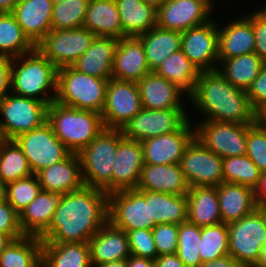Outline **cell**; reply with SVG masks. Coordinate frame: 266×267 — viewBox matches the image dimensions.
I'll return each instance as SVG.
<instances>
[{
	"mask_svg": "<svg viewBox=\"0 0 266 267\" xmlns=\"http://www.w3.org/2000/svg\"><path fill=\"white\" fill-rule=\"evenodd\" d=\"M263 209L264 213H265V216H266V207H260Z\"/></svg>",
	"mask_w": 266,
	"mask_h": 267,
	"instance_id": "89a4df30",
	"label": "cell"
},
{
	"mask_svg": "<svg viewBox=\"0 0 266 267\" xmlns=\"http://www.w3.org/2000/svg\"><path fill=\"white\" fill-rule=\"evenodd\" d=\"M108 221L124 230H152L156 225L150 220L149 191L127 189L108 194Z\"/></svg>",
	"mask_w": 266,
	"mask_h": 267,
	"instance_id": "9c48e42d",
	"label": "cell"
},
{
	"mask_svg": "<svg viewBox=\"0 0 266 267\" xmlns=\"http://www.w3.org/2000/svg\"><path fill=\"white\" fill-rule=\"evenodd\" d=\"M12 58L0 57V99L11 93Z\"/></svg>",
	"mask_w": 266,
	"mask_h": 267,
	"instance_id": "f5cc1de1",
	"label": "cell"
},
{
	"mask_svg": "<svg viewBox=\"0 0 266 267\" xmlns=\"http://www.w3.org/2000/svg\"><path fill=\"white\" fill-rule=\"evenodd\" d=\"M201 261H214L229 254V231L226 223L201 227L198 244Z\"/></svg>",
	"mask_w": 266,
	"mask_h": 267,
	"instance_id": "60d3db41",
	"label": "cell"
},
{
	"mask_svg": "<svg viewBox=\"0 0 266 267\" xmlns=\"http://www.w3.org/2000/svg\"><path fill=\"white\" fill-rule=\"evenodd\" d=\"M149 73L140 39L136 36L120 38L112 64V79L137 83Z\"/></svg>",
	"mask_w": 266,
	"mask_h": 267,
	"instance_id": "7402d4cb",
	"label": "cell"
},
{
	"mask_svg": "<svg viewBox=\"0 0 266 267\" xmlns=\"http://www.w3.org/2000/svg\"><path fill=\"white\" fill-rule=\"evenodd\" d=\"M48 104L8 93L0 99V138L13 140L47 121Z\"/></svg>",
	"mask_w": 266,
	"mask_h": 267,
	"instance_id": "52a82bcc",
	"label": "cell"
},
{
	"mask_svg": "<svg viewBox=\"0 0 266 267\" xmlns=\"http://www.w3.org/2000/svg\"><path fill=\"white\" fill-rule=\"evenodd\" d=\"M216 190L223 223L238 221L258 207L252 188L223 182L216 187Z\"/></svg>",
	"mask_w": 266,
	"mask_h": 267,
	"instance_id": "83f0119b",
	"label": "cell"
},
{
	"mask_svg": "<svg viewBox=\"0 0 266 267\" xmlns=\"http://www.w3.org/2000/svg\"><path fill=\"white\" fill-rule=\"evenodd\" d=\"M215 8L208 0H168L157 8L156 26L183 33L211 21Z\"/></svg>",
	"mask_w": 266,
	"mask_h": 267,
	"instance_id": "2e32d148",
	"label": "cell"
},
{
	"mask_svg": "<svg viewBox=\"0 0 266 267\" xmlns=\"http://www.w3.org/2000/svg\"><path fill=\"white\" fill-rule=\"evenodd\" d=\"M95 36L84 27L50 30L36 48L60 69L72 66L90 48Z\"/></svg>",
	"mask_w": 266,
	"mask_h": 267,
	"instance_id": "8fae6325",
	"label": "cell"
},
{
	"mask_svg": "<svg viewBox=\"0 0 266 267\" xmlns=\"http://www.w3.org/2000/svg\"><path fill=\"white\" fill-rule=\"evenodd\" d=\"M195 137V125L189 120L179 131L142 141L144 164H180L185 149Z\"/></svg>",
	"mask_w": 266,
	"mask_h": 267,
	"instance_id": "ac0fdd59",
	"label": "cell"
},
{
	"mask_svg": "<svg viewBox=\"0 0 266 267\" xmlns=\"http://www.w3.org/2000/svg\"><path fill=\"white\" fill-rule=\"evenodd\" d=\"M254 267H266V241L261 247L259 260L257 261V264Z\"/></svg>",
	"mask_w": 266,
	"mask_h": 267,
	"instance_id": "94428289",
	"label": "cell"
},
{
	"mask_svg": "<svg viewBox=\"0 0 266 267\" xmlns=\"http://www.w3.org/2000/svg\"><path fill=\"white\" fill-rule=\"evenodd\" d=\"M180 166L189 187H218L224 182L222 158L197 137L185 149Z\"/></svg>",
	"mask_w": 266,
	"mask_h": 267,
	"instance_id": "9a60e30c",
	"label": "cell"
},
{
	"mask_svg": "<svg viewBox=\"0 0 266 267\" xmlns=\"http://www.w3.org/2000/svg\"><path fill=\"white\" fill-rule=\"evenodd\" d=\"M150 220L154 224H180L187 220V195L149 191Z\"/></svg>",
	"mask_w": 266,
	"mask_h": 267,
	"instance_id": "74e56055",
	"label": "cell"
},
{
	"mask_svg": "<svg viewBox=\"0 0 266 267\" xmlns=\"http://www.w3.org/2000/svg\"><path fill=\"white\" fill-rule=\"evenodd\" d=\"M242 14L237 13L240 17L235 19L228 18V22L223 19L224 15L218 19V63L225 59L254 53L255 39L252 22L244 13Z\"/></svg>",
	"mask_w": 266,
	"mask_h": 267,
	"instance_id": "d6986e66",
	"label": "cell"
},
{
	"mask_svg": "<svg viewBox=\"0 0 266 267\" xmlns=\"http://www.w3.org/2000/svg\"><path fill=\"white\" fill-rule=\"evenodd\" d=\"M201 241V227L188 220L179 224L178 247L176 254L186 267L201 265L198 244Z\"/></svg>",
	"mask_w": 266,
	"mask_h": 267,
	"instance_id": "7bdbcfd3",
	"label": "cell"
},
{
	"mask_svg": "<svg viewBox=\"0 0 266 267\" xmlns=\"http://www.w3.org/2000/svg\"><path fill=\"white\" fill-rule=\"evenodd\" d=\"M33 174L17 143L14 140L0 138V180L7 185Z\"/></svg>",
	"mask_w": 266,
	"mask_h": 267,
	"instance_id": "ab89813d",
	"label": "cell"
},
{
	"mask_svg": "<svg viewBox=\"0 0 266 267\" xmlns=\"http://www.w3.org/2000/svg\"><path fill=\"white\" fill-rule=\"evenodd\" d=\"M143 2L147 4L153 5L155 8H158L162 3L168 1V0H142Z\"/></svg>",
	"mask_w": 266,
	"mask_h": 267,
	"instance_id": "e7e4bbea",
	"label": "cell"
},
{
	"mask_svg": "<svg viewBox=\"0 0 266 267\" xmlns=\"http://www.w3.org/2000/svg\"><path fill=\"white\" fill-rule=\"evenodd\" d=\"M61 195L41 190L36 198L19 214L24 235L40 236L50 225Z\"/></svg>",
	"mask_w": 266,
	"mask_h": 267,
	"instance_id": "f546056e",
	"label": "cell"
},
{
	"mask_svg": "<svg viewBox=\"0 0 266 267\" xmlns=\"http://www.w3.org/2000/svg\"><path fill=\"white\" fill-rule=\"evenodd\" d=\"M178 233L179 224L162 223L152 229L158 256L177 252Z\"/></svg>",
	"mask_w": 266,
	"mask_h": 267,
	"instance_id": "c3c4849f",
	"label": "cell"
},
{
	"mask_svg": "<svg viewBox=\"0 0 266 267\" xmlns=\"http://www.w3.org/2000/svg\"><path fill=\"white\" fill-rule=\"evenodd\" d=\"M187 220L199 227L222 222L216 187H189Z\"/></svg>",
	"mask_w": 266,
	"mask_h": 267,
	"instance_id": "f1b7e54d",
	"label": "cell"
},
{
	"mask_svg": "<svg viewBox=\"0 0 266 267\" xmlns=\"http://www.w3.org/2000/svg\"><path fill=\"white\" fill-rule=\"evenodd\" d=\"M224 182L257 187L262 172L247 155L222 158Z\"/></svg>",
	"mask_w": 266,
	"mask_h": 267,
	"instance_id": "b9f144b4",
	"label": "cell"
},
{
	"mask_svg": "<svg viewBox=\"0 0 266 267\" xmlns=\"http://www.w3.org/2000/svg\"><path fill=\"white\" fill-rule=\"evenodd\" d=\"M154 267H186L179 259V256L175 254H168L158 256L154 260Z\"/></svg>",
	"mask_w": 266,
	"mask_h": 267,
	"instance_id": "db71d44e",
	"label": "cell"
},
{
	"mask_svg": "<svg viewBox=\"0 0 266 267\" xmlns=\"http://www.w3.org/2000/svg\"><path fill=\"white\" fill-rule=\"evenodd\" d=\"M6 185L0 180V203L6 201Z\"/></svg>",
	"mask_w": 266,
	"mask_h": 267,
	"instance_id": "be15d7a7",
	"label": "cell"
},
{
	"mask_svg": "<svg viewBox=\"0 0 266 267\" xmlns=\"http://www.w3.org/2000/svg\"><path fill=\"white\" fill-rule=\"evenodd\" d=\"M137 189L165 194L187 195L189 185L186 182L180 164H144Z\"/></svg>",
	"mask_w": 266,
	"mask_h": 267,
	"instance_id": "d4e9b609",
	"label": "cell"
},
{
	"mask_svg": "<svg viewBox=\"0 0 266 267\" xmlns=\"http://www.w3.org/2000/svg\"><path fill=\"white\" fill-rule=\"evenodd\" d=\"M143 166L141 142L123 136L113 163L112 192L137 189Z\"/></svg>",
	"mask_w": 266,
	"mask_h": 267,
	"instance_id": "44dd1931",
	"label": "cell"
},
{
	"mask_svg": "<svg viewBox=\"0 0 266 267\" xmlns=\"http://www.w3.org/2000/svg\"><path fill=\"white\" fill-rule=\"evenodd\" d=\"M142 108L136 82L109 79L101 112L105 129L121 130Z\"/></svg>",
	"mask_w": 266,
	"mask_h": 267,
	"instance_id": "5bb4252c",
	"label": "cell"
},
{
	"mask_svg": "<svg viewBox=\"0 0 266 267\" xmlns=\"http://www.w3.org/2000/svg\"><path fill=\"white\" fill-rule=\"evenodd\" d=\"M42 190L35 174L6 185V201L20 214Z\"/></svg>",
	"mask_w": 266,
	"mask_h": 267,
	"instance_id": "f6af8a7d",
	"label": "cell"
},
{
	"mask_svg": "<svg viewBox=\"0 0 266 267\" xmlns=\"http://www.w3.org/2000/svg\"><path fill=\"white\" fill-rule=\"evenodd\" d=\"M137 86L143 108L151 110L189 108L188 96L176 85L155 72L144 76L137 82Z\"/></svg>",
	"mask_w": 266,
	"mask_h": 267,
	"instance_id": "ffe728a7",
	"label": "cell"
},
{
	"mask_svg": "<svg viewBox=\"0 0 266 267\" xmlns=\"http://www.w3.org/2000/svg\"><path fill=\"white\" fill-rule=\"evenodd\" d=\"M217 17V18H216ZM181 33V50L200 72L218 69V15Z\"/></svg>",
	"mask_w": 266,
	"mask_h": 267,
	"instance_id": "e0dca14e",
	"label": "cell"
},
{
	"mask_svg": "<svg viewBox=\"0 0 266 267\" xmlns=\"http://www.w3.org/2000/svg\"><path fill=\"white\" fill-rule=\"evenodd\" d=\"M122 37L138 36L156 26L157 8L142 0H115Z\"/></svg>",
	"mask_w": 266,
	"mask_h": 267,
	"instance_id": "d6a6232c",
	"label": "cell"
},
{
	"mask_svg": "<svg viewBox=\"0 0 266 267\" xmlns=\"http://www.w3.org/2000/svg\"><path fill=\"white\" fill-rule=\"evenodd\" d=\"M47 121L55 136L76 154L105 129L100 113L64 106L56 101L48 105Z\"/></svg>",
	"mask_w": 266,
	"mask_h": 267,
	"instance_id": "277c9868",
	"label": "cell"
},
{
	"mask_svg": "<svg viewBox=\"0 0 266 267\" xmlns=\"http://www.w3.org/2000/svg\"><path fill=\"white\" fill-rule=\"evenodd\" d=\"M35 48L14 15L11 12L0 13V57L15 58Z\"/></svg>",
	"mask_w": 266,
	"mask_h": 267,
	"instance_id": "f35d334b",
	"label": "cell"
},
{
	"mask_svg": "<svg viewBox=\"0 0 266 267\" xmlns=\"http://www.w3.org/2000/svg\"><path fill=\"white\" fill-rule=\"evenodd\" d=\"M24 236V234H2L0 233V254L6 249L13 239Z\"/></svg>",
	"mask_w": 266,
	"mask_h": 267,
	"instance_id": "680465c9",
	"label": "cell"
},
{
	"mask_svg": "<svg viewBox=\"0 0 266 267\" xmlns=\"http://www.w3.org/2000/svg\"><path fill=\"white\" fill-rule=\"evenodd\" d=\"M137 37L142 42L151 72H155L172 53L181 50V33L177 31L155 26Z\"/></svg>",
	"mask_w": 266,
	"mask_h": 267,
	"instance_id": "1f68e13d",
	"label": "cell"
},
{
	"mask_svg": "<svg viewBox=\"0 0 266 267\" xmlns=\"http://www.w3.org/2000/svg\"><path fill=\"white\" fill-rule=\"evenodd\" d=\"M108 222V194L83 186L62 194L42 243H87Z\"/></svg>",
	"mask_w": 266,
	"mask_h": 267,
	"instance_id": "6da1fadb",
	"label": "cell"
},
{
	"mask_svg": "<svg viewBox=\"0 0 266 267\" xmlns=\"http://www.w3.org/2000/svg\"><path fill=\"white\" fill-rule=\"evenodd\" d=\"M57 71L37 48L12 58L11 93L49 105L56 98Z\"/></svg>",
	"mask_w": 266,
	"mask_h": 267,
	"instance_id": "3957f363",
	"label": "cell"
},
{
	"mask_svg": "<svg viewBox=\"0 0 266 267\" xmlns=\"http://www.w3.org/2000/svg\"><path fill=\"white\" fill-rule=\"evenodd\" d=\"M89 0H69L53 5L52 30L76 29L83 27Z\"/></svg>",
	"mask_w": 266,
	"mask_h": 267,
	"instance_id": "ee69618b",
	"label": "cell"
},
{
	"mask_svg": "<svg viewBox=\"0 0 266 267\" xmlns=\"http://www.w3.org/2000/svg\"><path fill=\"white\" fill-rule=\"evenodd\" d=\"M228 225L229 255L243 267H254L266 241V216L262 208Z\"/></svg>",
	"mask_w": 266,
	"mask_h": 267,
	"instance_id": "ba28073f",
	"label": "cell"
},
{
	"mask_svg": "<svg viewBox=\"0 0 266 267\" xmlns=\"http://www.w3.org/2000/svg\"><path fill=\"white\" fill-rule=\"evenodd\" d=\"M109 80L79 72L72 66L57 71L55 101L61 105L101 114Z\"/></svg>",
	"mask_w": 266,
	"mask_h": 267,
	"instance_id": "8992f818",
	"label": "cell"
},
{
	"mask_svg": "<svg viewBox=\"0 0 266 267\" xmlns=\"http://www.w3.org/2000/svg\"><path fill=\"white\" fill-rule=\"evenodd\" d=\"M254 9L247 10L248 13L245 12V15L251 20L253 26L254 53L266 62V2L264 5L258 4V8Z\"/></svg>",
	"mask_w": 266,
	"mask_h": 267,
	"instance_id": "681fc988",
	"label": "cell"
},
{
	"mask_svg": "<svg viewBox=\"0 0 266 267\" xmlns=\"http://www.w3.org/2000/svg\"><path fill=\"white\" fill-rule=\"evenodd\" d=\"M36 176L42 190L59 195L79 190L84 186L80 157L76 153H71L60 163L42 169Z\"/></svg>",
	"mask_w": 266,
	"mask_h": 267,
	"instance_id": "cb8c5ba5",
	"label": "cell"
},
{
	"mask_svg": "<svg viewBox=\"0 0 266 267\" xmlns=\"http://www.w3.org/2000/svg\"><path fill=\"white\" fill-rule=\"evenodd\" d=\"M42 267H92L87 243H42Z\"/></svg>",
	"mask_w": 266,
	"mask_h": 267,
	"instance_id": "836d02e7",
	"label": "cell"
},
{
	"mask_svg": "<svg viewBox=\"0 0 266 267\" xmlns=\"http://www.w3.org/2000/svg\"><path fill=\"white\" fill-rule=\"evenodd\" d=\"M94 267H127V259L106 262L100 265H96Z\"/></svg>",
	"mask_w": 266,
	"mask_h": 267,
	"instance_id": "6125c7cd",
	"label": "cell"
},
{
	"mask_svg": "<svg viewBox=\"0 0 266 267\" xmlns=\"http://www.w3.org/2000/svg\"><path fill=\"white\" fill-rule=\"evenodd\" d=\"M253 109L260 114L266 108V62L246 91Z\"/></svg>",
	"mask_w": 266,
	"mask_h": 267,
	"instance_id": "f907efd6",
	"label": "cell"
},
{
	"mask_svg": "<svg viewBox=\"0 0 266 267\" xmlns=\"http://www.w3.org/2000/svg\"><path fill=\"white\" fill-rule=\"evenodd\" d=\"M254 197L258 207H266V171L261 174L259 183L254 189Z\"/></svg>",
	"mask_w": 266,
	"mask_h": 267,
	"instance_id": "9f6ffc18",
	"label": "cell"
},
{
	"mask_svg": "<svg viewBox=\"0 0 266 267\" xmlns=\"http://www.w3.org/2000/svg\"><path fill=\"white\" fill-rule=\"evenodd\" d=\"M246 155L262 173L266 171V125L260 120L247 124Z\"/></svg>",
	"mask_w": 266,
	"mask_h": 267,
	"instance_id": "bcb514c9",
	"label": "cell"
},
{
	"mask_svg": "<svg viewBox=\"0 0 266 267\" xmlns=\"http://www.w3.org/2000/svg\"><path fill=\"white\" fill-rule=\"evenodd\" d=\"M131 255L155 260L158 257L152 230L137 229L127 232Z\"/></svg>",
	"mask_w": 266,
	"mask_h": 267,
	"instance_id": "7dc6e473",
	"label": "cell"
},
{
	"mask_svg": "<svg viewBox=\"0 0 266 267\" xmlns=\"http://www.w3.org/2000/svg\"><path fill=\"white\" fill-rule=\"evenodd\" d=\"M21 148L29 166L36 175L42 169L66 159L71 152L55 136L51 124L46 121L36 129L13 139Z\"/></svg>",
	"mask_w": 266,
	"mask_h": 267,
	"instance_id": "30bf717a",
	"label": "cell"
},
{
	"mask_svg": "<svg viewBox=\"0 0 266 267\" xmlns=\"http://www.w3.org/2000/svg\"><path fill=\"white\" fill-rule=\"evenodd\" d=\"M18 0H0V13L12 12Z\"/></svg>",
	"mask_w": 266,
	"mask_h": 267,
	"instance_id": "91938a15",
	"label": "cell"
},
{
	"mask_svg": "<svg viewBox=\"0 0 266 267\" xmlns=\"http://www.w3.org/2000/svg\"><path fill=\"white\" fill-rule=\"evenodd\" d=\"M0 267H42V240L29 235L13 239L0 254Z\"/></svg>",
	"mask_w": 266,
	"mask_h": 267,
	"instance_id": "e575fe53",
	"label": "cell"
},
{
	"mask_svg": "<svg viewBox=\"0 0 266 267\" xmlns=\"http://www.w3.org/2000/svg\"><path fill=\"white\" fill-rule=\"evenodd\" d=\"M198 267H243L229 254L214 261L203 262Z\"/></svg>",
	"mask_w": 266,
	"mask_h": 267,
	"instance_id": "11a10c76",
	"label": "cell"
},
{
	"mask_svg": "<svg viewBox=\"0 0 266 267\" xmlns=\"http://www.w3.org/2000/svg\"><path fill=\"white\" fill-rule=\"evenodd\" d=\"M89 246L92 267L131 255L127 233L110 221L90 238Z\"/></svg>",
	"mask_w": 266,
	"mask_h": 267,
	"instance_id": "603a6c76",
	"label": "cell"
},
{
	"mask_svg": "<svg viewBox=\"0 0 266 267\" xmlns=\"http://www.w3.org/2000/svg\"><path fill=\"white\" fill-rule=\"evenodd\" d=\"M196 137L220 158L246 155L247 124L230 122L195 121Z\"/></svg>",
	"mask_w": 266,
	"mask_h": 267,
	"instance_id": "7c38bea8",
	"label": "cell"
},
{
	"mask_svg": "<svg viewBox=\"0 0 266 267\" xmlns=\"http://www.w3.org/2000/svg\"><path fill=\"white\" fill-rule=\"evenodd\" d=\"M188 102L189 115L199 113L196 121L255 124L259 120L246 91L234 87L218 70L200 73Z\"/></svg>",
	"mask_w": 266,
	"mask_h": 267,
	"instance_id": "7a4b0ae2",
	"label": "cell"
},
{
	"mask_svg": "<svg viewBox=\"0 0 266 267\" xmlns=\"http://www.w3.org/2000/svg\"><path fill=\"white\" fill-rule=\"evenodd\" d=\"M119 39L95 36L90 48L72 65L84 74L100 79H112V64Z\"/></svg>",
	"mask_w": 266,
	"mask_h": 267,
	"instance_id": "4316f807",
	"label": "cell"
},
{
	"mask_svg": "<svg viewBox=\"0 0 266 267\" xmlns=\"http://www.w3.org/2000/svg\"><path fill=\"white\" fill-rule=\"evenodd\" d=\"M122 137L121 130L104 129L78 154L84 186L112 193L113 163Z\"/></svg>",
	"mask_w": 266,
	"mask_h": 267,
	"instance_id": "5b68a950",
	"label": "cell"
},
{
	"mask_svg": "<svg viewBox=\"0 0 266 267\" xmlns=\"http://www.w3.org/2000/svg\"><path fill=\"white\" fill-rule=\"evenodd\" d=\"M208 1H209L212 5H214V6L216 5V7L218 6V5H217V4H218V3H217V0H216V1H215V0H208ZM215 3H216V4H215Z\"/></svg>",
	"mask_w": 266,
	"mask_h": 267,
	"instance_id": "a7ac6f4b",
	"label": "cell"
},
{
	"mask_svg": "<svg viewBox=\"0 0 266 267\" xmlns=\"http://www.w3.org/2000/svg\"><path fill=\"white\" fill-rule=\"evenodd\" d=\"M155 73L176 85L189 97L194 92L201 72L189 61L182 50H179L163 60Z\"/></svg>",
	"mask_w": 266,
	"mask_h": 267,
	"instance_id": "8d00e7d4",
	"label": "cell"
},
{
	"mask_svg": "<svg viewBox=\"0 0 266 267\" xmlns=\"http://www.w3.org/2000/svg\"><path fill=\"white\" fill-rule=\"evenodd\" d=\"M265 62L255 53L222 60L218 71L234 87L247 91Z\"/></svg>",
	"mask_w": 266,
	"mask_h": 267,
	"instance_id": "d590c367",
	"label": "cell"
},
{
	"mask_svg": "<svg viewBox=\"0 0 266 267\" xmlns=\"http://www.w3.org/2000/svg\"><path fill=\"white\" fill-rule=\"evenodd\" d=\"M50 1L53 3V5H56V4H59V3H62V2H67L69 0H50Z\"/></svg>",
	"mask_w": 266,
	"mask_h": 267,
	"instance_id": "003e7915",
	"label": "cell"
},
{
	"mask_svg": "<svg viewBox=\"0 0 266 267\" xmlns=\"http://www.w3.org/2000/svg\"><path fill=\"white\" fill-rule=\"evenodd\" d=\"M83 27L96 36L122 38V24L115 0H89Z\"/></svg>",
	"mask_w": 266,
	"mask_h": 267,
	"instance_id": "4dcf8cb0",
	"label": "cell"
},
{
	"mask_svg": "<svg viewBox=\"0 0 266 267\" xmlns=\"http://www.w3.org/2000/svg\"><path fill=\"white\" fill-rule=\"evenodd\" d=\"M50 0H18L11 12L23 32L37 45L52 30Z\"/></svg>",
	"mask_w": 266,
	"mask_h": 267,
	"instance_id": "484cf974",
	"label": "cell"
},
{
	"mask_svg": "<svg viewBox=\"0 0 266 267\" xmlns=\"http://www.w3.org/2000/svg\"><path fill=\"white\" fill-rule=\"evenodd\" d=\"M0 233L23 234L19 225V214L7 201L0 203Z\"/></svg>",
	"mask_w": 266,
	"mask_h": 267,
	"instance_id": "816d5d0a",
	"label": "cell"
},
{
	"mask_svg": "<svg viewBox=\"0 0 266 267\" xmlns=\"http://www.w3.org/2000/svg\"><path fill=\"white\" fill-rule=\"evenodd\" d=\"M259 120L262 123H266V108L259 114Z\"/></svg>",
	"mask_w": 266,
	"mask_h": 267,
	"instance_id": "03108f58",
	"label": "cell"
},
{
	"mask_svg": "<svg viewBox=\"0 0 266 267\" xmlns=\"http://www.w3.org/2000/svg\"><path fill=\"white\" fill-rule=\"evenodd\" d=\"M189 111V108L164 110L142 108L125 124L121 132L127 139L142 142L159 135L179 131L190 120Z\"/></svg>",
	"mask_w": 266,
	"mask_h": 267,
	"instance_id": "4fadbf2b",
	"label": "cell"
},
{
	"mask_svg": "<svg viewBox=\"0 0 266 267\" xmlns=\"http://www.w3.org/2000/svg\"><path fill=\"white\" fill-rule=\"evenodd\" d=\"M127 267H154V260L130 255L127 258Z\"/></svg>",
	"mask_w": 266,
	"mask_h": 267,
	"instance_id": "6f0895ef",
	"label": "cell"
}]
</instances>
